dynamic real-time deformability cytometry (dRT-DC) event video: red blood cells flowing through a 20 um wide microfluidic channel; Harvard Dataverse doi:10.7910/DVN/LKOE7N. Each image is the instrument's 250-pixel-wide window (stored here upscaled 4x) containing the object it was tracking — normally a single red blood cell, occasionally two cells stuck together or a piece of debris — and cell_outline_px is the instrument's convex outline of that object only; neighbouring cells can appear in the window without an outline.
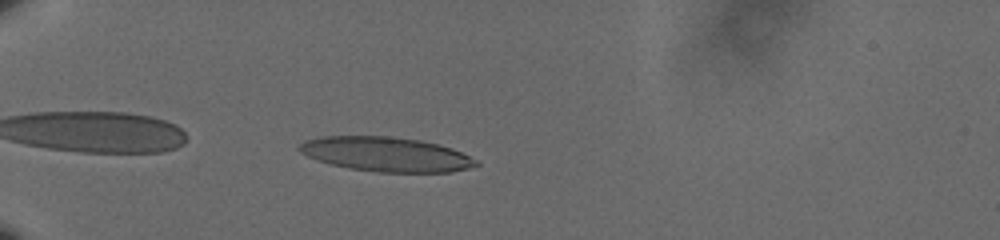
{"species": "human", "species_latin": "Homo sapiens", "temperature_condition": "cold", "stored_images_in_passage": 43, "camera_frame_rate_fps": 3000, "um_per_image_px": 0.085, "donor": {"sex": "male"}, "frame": {"image": 1, "passage_image": 3, "time_ms": 0.667, "image_size_px": [1000, 240], "cell_outline_px": [[480, 164], [468, 168], [452, 172], [376, 172], [348, 168], [332, 164], [308, 156], [300, 152], [296, 148], [304, 140], [320, 136], [388, 136], [420, 140], [452, 148], [480, 160]], "centroid_in_image_um": [32.83, 13.11], "position_along_channel_um": 52.2, "area_um2": 35.6}}
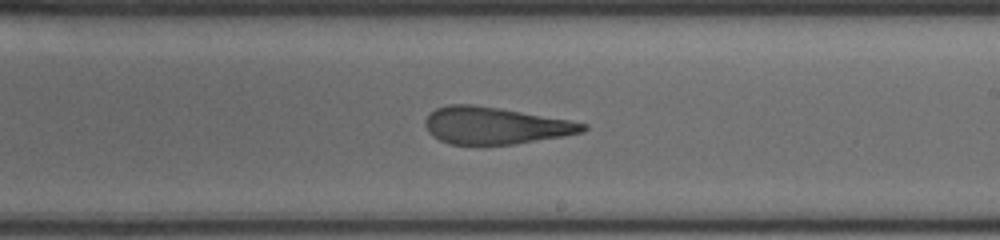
{"frame": {"image": 2, "passage_image": 22, "time_ms": 7.0, "image_size_px": [1000, 240], "cell_outline_px": [[588, 128], [584, 132], [564, 136], [516, 144], [448, 144], [432, 136], [428, 132], [424, 124], [424, 120], [436, 108], [448, 104], [472, 104], [500, 108], [568, 120], [588, 124]], "centroid_in_image_um": [42.08, 10.67], "position_along_channel_um": 246.9, "area_um2": 33.99}}
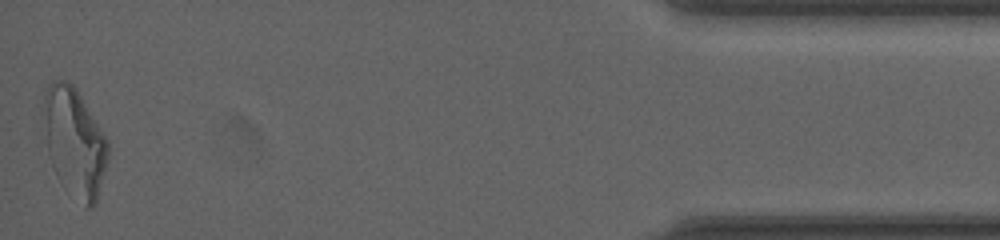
{"frame": {"image": 3, "passage_image": 43, "time_ms": 14.0, "image_size_px": [1000, 240], "cell_outline_px": [[108, 160], [96, 204], [92, 208], [84, 208], [60, 184], [56, 176], [48, 156], [44, 100], [44, 92], [48, 84], [52, 80], [68, 80], [76, 88], [108, 140]], "centroid_in_image_um": [6.35, 12.14], "position_along_channel_um": 428.8, "area_um2": 40.86}, "authors_computed_cell_mechanics": {"area_um2": 36.125, "velocity_mm_per_s": 3.5939, "shape_relaxation_time_tau1_ms": 7.987, "shape_relaxation_time_tau2_ms": 2.1393, "deformation_change_tau1": 0.2343, "deformation_change_tau2": 0.14}}